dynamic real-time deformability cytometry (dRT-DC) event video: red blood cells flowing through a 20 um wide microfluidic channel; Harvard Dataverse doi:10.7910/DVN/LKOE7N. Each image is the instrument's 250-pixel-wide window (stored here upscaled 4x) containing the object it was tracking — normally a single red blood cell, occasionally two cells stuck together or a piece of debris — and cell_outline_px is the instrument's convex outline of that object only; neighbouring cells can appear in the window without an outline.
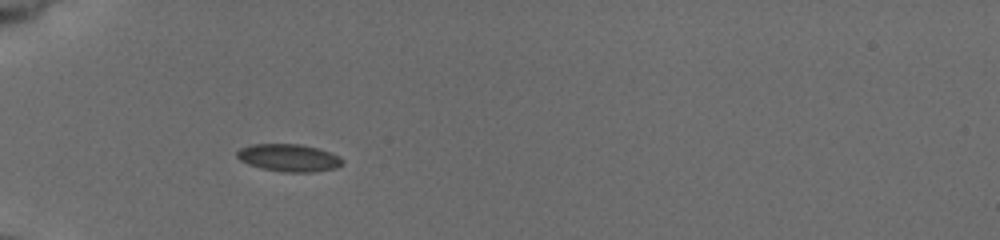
{"species": "common noctule bat (a hibernating species)", "species_latin": "Nyctalus noctula", "temperature_condition": "cold", "stored_images_in_passage": 38, "camera_frame_rate_fps": 3000, "um_per_image_px": 0.085, "animal": {"sex": "female", "body_mass_g": 19.5, "forearm_length_mm": 54.1}, "frame": {"image": 1, "passage_image": 6, "time_ms": 1.667, "image_size_px": [1000, 240], "cell_outline_px": [[344, 164], [336, 168], [312, 172], [280, 172], [260, 168], [248, 164], [240, 160], [236, 156], [236, 152], [240, 148], [252, 144], [300, 144], [316, 148], [340, 156], [344, 160]], "centroid_in_image_um": [24.54, 13.42], "position_along_channel_um": 60.5, "area_um2": 16.99}}
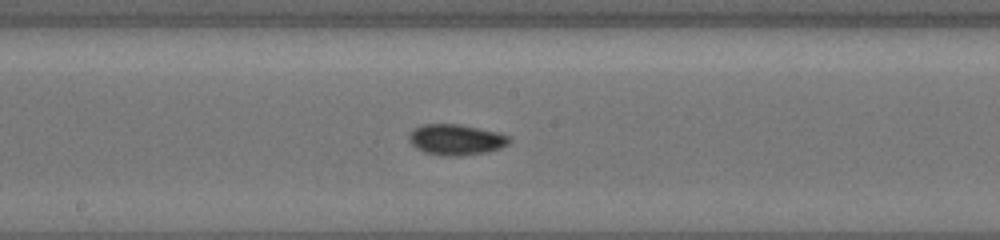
{"frame": {"image": 2, "passage_image": 17, "time_ms": 6.0, "image_size_px": [1000, 240], "cell_outline_px": [[512, 140], [508, 144], [500, 148], [488, 152], [460, 156], [440, 156], [424, 152], [416, 148], [408, 140], [408, 136], [416, 128], [424, 124], [460, 124], [500, 132], [512, 136]], "centroid_in_image_um": [38.82, 11.88], "position_along_channel_um": 209.4, "area_um2": 18.26}}
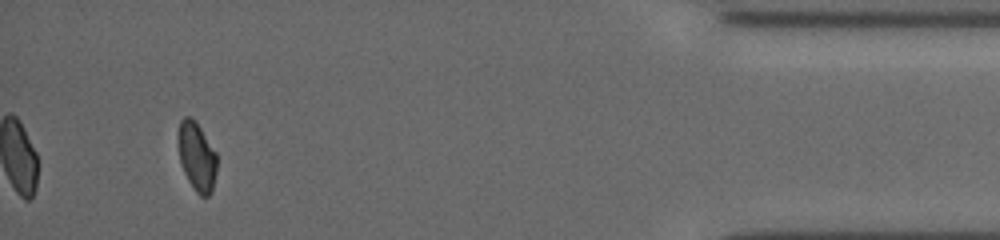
{"frame": {"image": 3, "passage_image": 35, "time_ms": 13.0, "image_size_px": [1000, 240], "cell_outline_px": [[216, 172], [212, 192], [208, 196], [200, 196], [196, 192], [188, 180], [184, 172], [180, 160], [176, 140], [180, 120], [184, 116], [192, 116], [196, 120], [216, 152]], "centroid_in_image_um": [16.71, 13.26], "position_along_channel_um": 418.5, "area_um2": 15.84}, "authors_computed_cell_mechanics": {"area_um2": 16.6753, "velocity_mm_per_s": 3.7368, "shape_relaxation_time_tau1_ms": 5.2291, "shape_relaxation_time_tau2_ms": 1.8629, "deformation_change_tau1": 0.0944, "deformation_change_tau2": 0.0534}}